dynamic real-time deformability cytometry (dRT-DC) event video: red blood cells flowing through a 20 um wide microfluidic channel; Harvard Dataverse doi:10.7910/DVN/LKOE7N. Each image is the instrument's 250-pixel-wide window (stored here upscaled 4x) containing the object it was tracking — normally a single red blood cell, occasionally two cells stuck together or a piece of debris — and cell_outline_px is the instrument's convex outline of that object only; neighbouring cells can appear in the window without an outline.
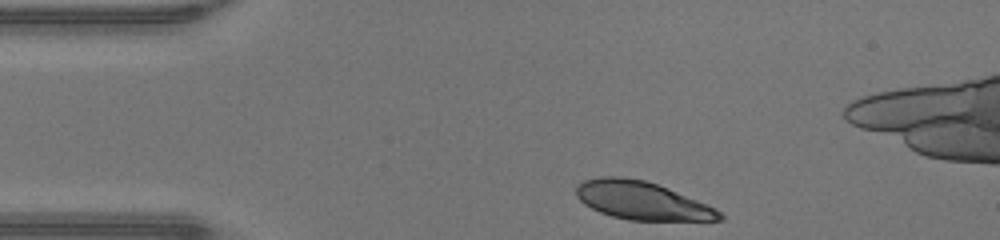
{"species": "human", "species_latin": "Homo sapiens", "temperature_condition": "warm", "stored_images_in_passage": 31, "camera_frame_rate_fps": 3000, "um_per_image_px": 0.085, "donor": {"sex": "male"}, "frame": {"image": 1, "passage_image": 1, "time_ms": 0.0, "image_size_px": [1000, 240], "cell_outline_px": [[724, 220], [628, 220], [612, 216], [600, 212], [584, 204], [576, 196], [576, 188], [584, 180], [604, 176], [620, 176], [644, 180], [668, 188], [716, 208], [724, 216]], "centroid_in_image_um": [54.56, 17.05], "position_along_channel_um": 30.4, "area_um2": 31.56}}
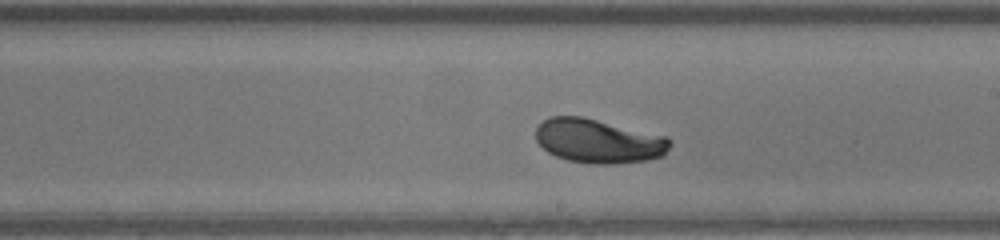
{"frame": {"image": 2, "passage_image": 19, "time_ms": 6.0, "image_size_px": [1000, 240], "cell_outline_px": [[672, 144], [664, 156], [648, 160], [612, 164], [596, 164], [568, 160], [556, 156], [548, 152], [536, 140], [536, 128], [548, 116], [580, 116], [668, 136], [672, 140]], "centroid_in_image_um": [50.91, 11.99], "position_along_channel_um": 238.1, "area_um2": 34.56}}
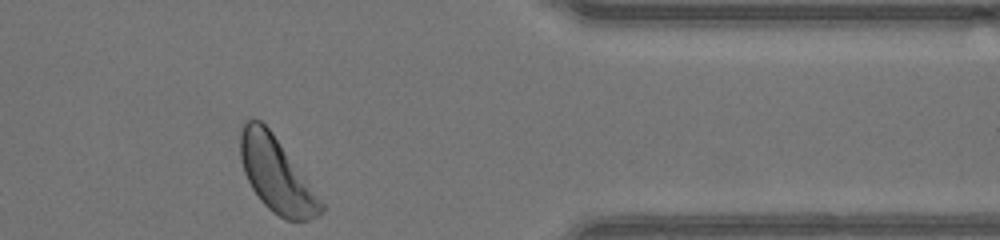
{"frame": {"image": 3, "passage_image": 31, "time_ms": 10.0, "image_size_px": [1000, 240], "cell_outline_px": [[324, 208], [316, 216], [308, 220], [284, 220], [272, 212], [260, 200], [252, 188], [244, 172], [240, 156], [240, 132], [244, 124], [248, 120], [260, 120], [272, 132], [304, 176], [324, 204]], "centroid_in_image_um": [23.47, 14.87], "position_along_channel_um": 387.9, "area_um2": 34.33}, "authors_computed_cell_mechanics": {"area_um2": 33.8708, "velocity_mm_per_s": 4.3138, "shape_relaxation_time_tau1_ms": 1.7014, "shape_relaxation_time_tau2_ms": null, "deformation_change_tau1": 0.1043, "deformation_change_tau2": null}}